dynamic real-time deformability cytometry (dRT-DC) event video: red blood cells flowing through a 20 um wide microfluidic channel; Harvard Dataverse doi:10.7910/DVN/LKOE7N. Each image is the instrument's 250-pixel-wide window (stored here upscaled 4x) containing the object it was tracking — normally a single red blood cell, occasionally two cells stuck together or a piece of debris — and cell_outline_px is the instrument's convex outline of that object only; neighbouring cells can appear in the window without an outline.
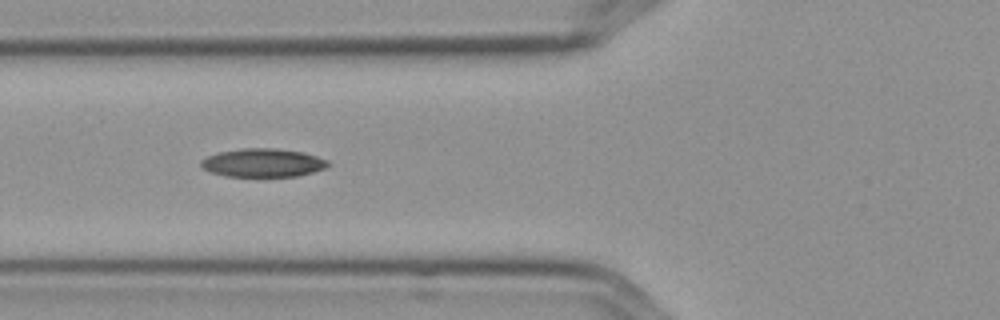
{"species": "Egyptian fruit bat (a non-hibernating species)", "species_latin": "Rousettus aegyptiacus", "temperature_condition": "cold", "stored_images_in_passage": 9, "camera_frame_rate_fps": 3000, "um_per_image_px": 0.085, "frame": {"image": 1, "passage_image": 6, "time_ms": 1.667, "image_size_px": [1000, 320], "cell_outline_px": [[332, 164], [324, 168], [300, 176], [224, 176], [212, 172], [204, 168], [200, 164], [200, 160], [208, 156], [220, 152], [240, 148], [276, 148], [304, 152], [328, 160]], "centroid_in_image_um": [22.38, 13.83], "position_along_channel_um": 103.4, "area_um2": 21.04}}
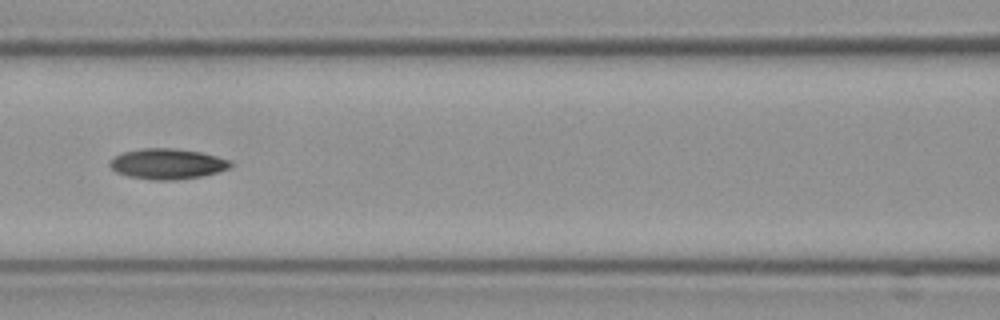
{"frame": {"image": 2, "passage_image": 7, "time_ms": 2.0, "image_size_px": [1000, 320], "cell_outline_px": [[232, 164], [228, 168], [216, 172], [200, 176], [176, 180], [148, 180], [128, 176], [116, 172], [108, 164], [108, 160], [112, 156], [124, 152], [144, 148], [172, 148], [200, 152], [216, 156], [228, 160]], "centroid_in_image_um": [14.14, 13.93], "position_along_channel_um": 152.5, "area_um2": 21.39}}
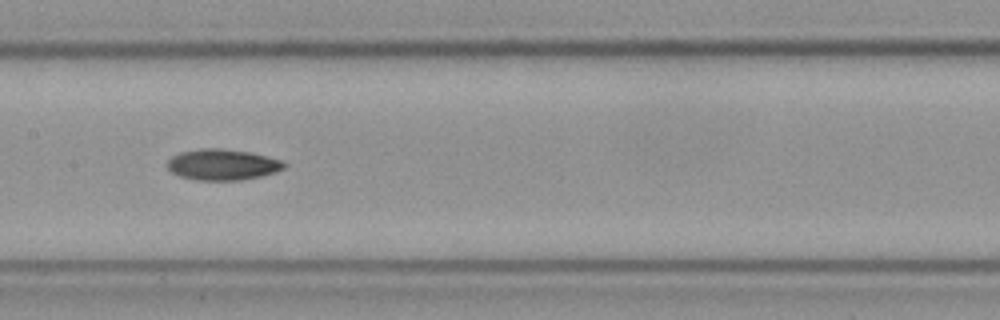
{"frame": {"image": 3, "passage_image": 8, "time_ms": 2.333, "image_size_px": [1000, 320], "cell_outline_px": [[288, 164], [284, 168], [260, 176], [240, 180], [196, 180], [180, 176], [172, 172], [168, 168], [168, 160], [172, 156], [180, 152], [200, 148], [220, 148], [248, 152], [280, 160]], "centroid_in_image_um": [18.87, 13.99], "position_along_channel_um": 188.5, "area_um2": 20.81}}